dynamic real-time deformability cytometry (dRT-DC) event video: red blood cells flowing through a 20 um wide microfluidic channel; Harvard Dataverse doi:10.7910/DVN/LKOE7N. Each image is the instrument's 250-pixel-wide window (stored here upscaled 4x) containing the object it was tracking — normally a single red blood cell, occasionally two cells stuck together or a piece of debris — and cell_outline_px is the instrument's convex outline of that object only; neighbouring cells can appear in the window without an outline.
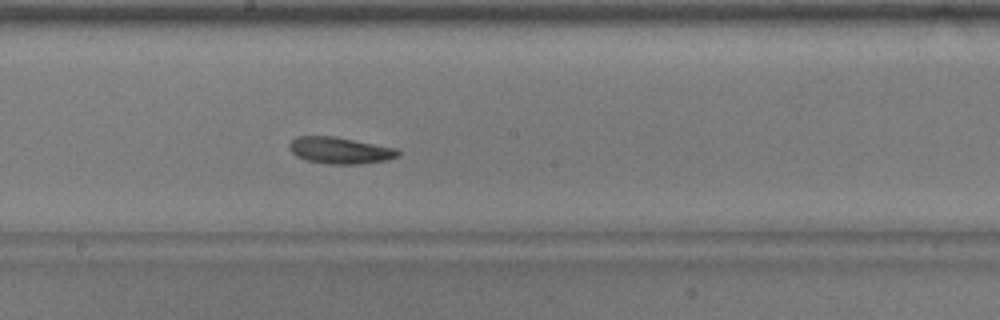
{"species": "common noctule bat (a hibernating species)", "species_latin": "Nyctalus noctula", "temperature_condition": "warm", "stored_images_in_passage": 45, "camera_frame_rate_fps": 3000, "um_per_image_px": 0.085, "animal": {"sex": "male", "body_mass_g": 17.9}, "frame": {"image": 1, "passage_image": 27, "time_ms": 8.667, "image_size_px": [1000, 320], "cell_outline_px": [[400, 156], [388, 160], [356, 164], [328, 164], [304, 160], [296, 156], [288, 148], [288, 144], [296, 136], [332, 136], [396, 148], [400, 152]], "centroid_in_image_um": [28.87, 12.79], "position_along_channel_um": 219.3, "area_um2": 16.88}}
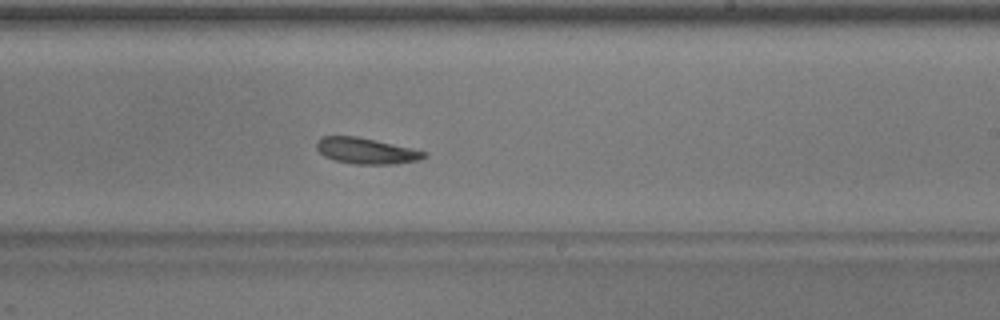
{"frame": {"image": 2, "passage_image": 30, "time_ms": 9.667, "image_size_px": [1000, 320], "cell_outline_px": [[428, 156], [420, 160], [396, 164], [352, 164], [336, 160], [324, 156], [316, 148], [316, 144], [320, 136], [356, 136], [428, 152]], "centroid_in_image_um": [31.13, 12.83], "position_along_channel_um": 257.9, "area_um2": 16.24}}
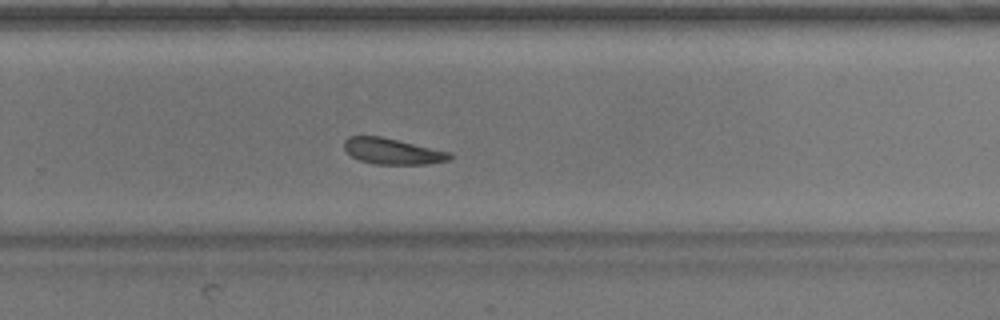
{"frame": {"image": 3, "passage_image": 33, "time_ms": 10.667, "image_size_px": [1000, 320], "cell_outline_px": [[452, 156], [448, 160], [428, 164], [376, 164], [360, 160], [352, 156], [344, 148], [344, 140], [348, 136], [380, 136], [452, 152]], "centroid_in_image_um": [33.37, 12.85], "position_along_channel_um": 296.4, "area_um2": 15.9}}